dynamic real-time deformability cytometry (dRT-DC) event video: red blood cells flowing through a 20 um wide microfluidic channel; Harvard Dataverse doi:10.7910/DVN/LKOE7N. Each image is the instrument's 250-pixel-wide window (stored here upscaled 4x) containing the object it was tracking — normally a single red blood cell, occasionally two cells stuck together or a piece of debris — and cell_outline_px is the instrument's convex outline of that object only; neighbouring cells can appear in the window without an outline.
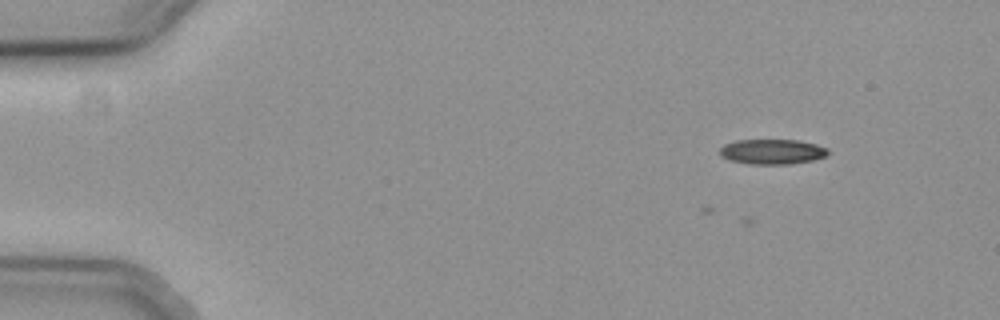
{"species": "common noctule bat (a hibernating species)", "species_latin": "Nyctalus noctula", "temperature_condition": "cold", "stored_images_in_passage": 2, "camera_frame_rate_fps": 3000, "um_per_image_px": 0.085, "animal": {"sex": "female", "body_mass_g": 19.3, "forearm_length_mm": 54.1}, "frame": {"image": 1, "passage_image": 2, "time_ms": 0.333, "image_size_px": [1000, 320], "cell_outline_px": [[828, 156], [812, 160], [788, 164], [752, 164], [728, 160], [720, 156], [720, 148], [724, 144], [736, 140], [796, 140], [816, 144], [828, 148]], "centroid_in_image_um": [65.62, 12.89], "position_along_channel_um": 19.4, "area_um2": 15.84}}